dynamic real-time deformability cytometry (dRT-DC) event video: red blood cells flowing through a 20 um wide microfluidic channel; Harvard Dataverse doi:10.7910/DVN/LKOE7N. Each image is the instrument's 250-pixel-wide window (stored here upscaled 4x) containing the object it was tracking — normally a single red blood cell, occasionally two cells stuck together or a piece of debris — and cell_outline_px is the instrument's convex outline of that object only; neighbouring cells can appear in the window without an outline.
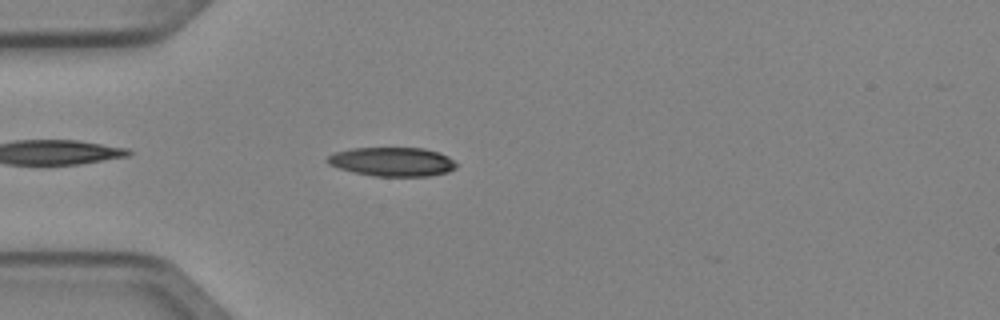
{"species": "Egyptian fruit bat (a non-hibernating species)", "species_latin": "Rousettus aegyptiacus", "temperature_condition": "cold", "stored_images_in_passage": 4, "camera_frame_rate_fps": 3000, "um_per_image_px": 0.085, "animal": {"sex": "female"}, "frame": {"image": 1, "passage_image": 4, "time_ms": 1.0, "image_size_px": [1000, 320], "cell_outline_px": [[456, 168], [448, 172], [428, 176], [372, 176], [352, 172], [328, 164], [324, 160], [328, 156], [336, 152], [352, 148], [424, 148], [440, 152], [448, 156], [456, 164]], "centroid_in_image_um": [33.34, 13.75], "position_along_channel_um": 51.7, "area_um2": 21.85}}